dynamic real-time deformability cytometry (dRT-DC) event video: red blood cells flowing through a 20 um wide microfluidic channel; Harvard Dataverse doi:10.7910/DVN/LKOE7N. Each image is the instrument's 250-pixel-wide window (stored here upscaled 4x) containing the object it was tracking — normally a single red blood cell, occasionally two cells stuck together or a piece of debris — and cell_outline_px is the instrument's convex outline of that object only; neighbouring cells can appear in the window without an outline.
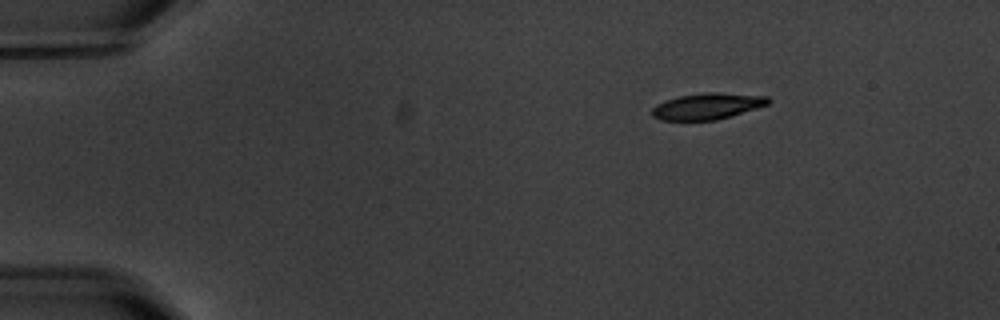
{"species": "common noctule bat (a hibernating species)", "species_latin": "Nyctalus noctula", "temperature_condition": "warm", "stored_images_in_passage": 7, "camera_frame_rate_fps": 3000, "um_per_image_px": 0.085, "animal": {"sex": "male", "body_mass_g": 20.1, "forearm_length_mm": 53.5}, "frame": {"image": 1, "passage_image": 1, "time_ms": 0.0, "image_size_px": [1000, 320], "cell_outline_px": [[772, 100], [768, 104], [756, 108], [716, 120], [660, 120], [652, 116], [652, 108], [656, 104], [664, 100], [680, 96], [704, 92], [712, 92], [768, 96]], "centroid_in_image_um": [60.1, 9.02], "position_along_channel_um": 24.9, "area_um2": 17.69}}
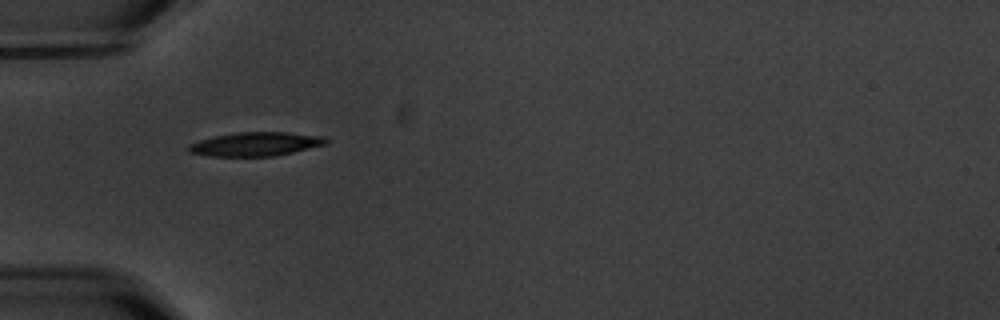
{"frame": {"image": 2, "passage_image": 4, "time_ms": 3.333, "image_size_px": [1000, 320], "cell_outline_px": [[328, 144], [292, 152], [272, 156], [208, 156], [188, 152], [184, 148], [188, 144], [200, 140], [216, 136], [236, 132], [288, 132], [324, 136], [328, 140]], "centroid_in_image_um": [21.7, 12.24], "position_along_channel_um": 63.3, "area_um2": 19.19}}
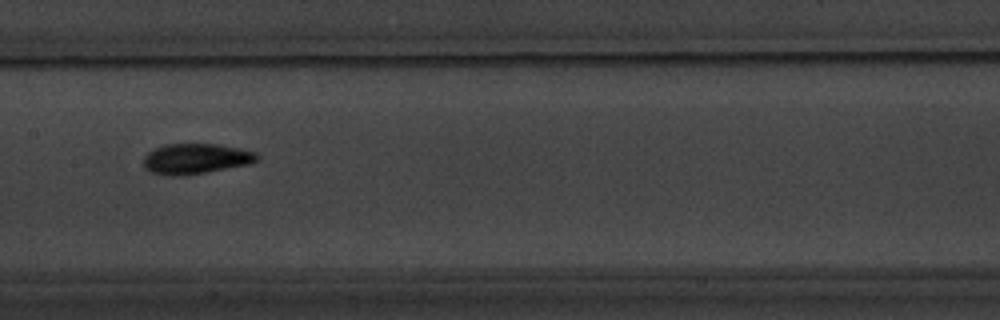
{"frame": {"image": 3, "passage_image": 7, "time_ms": 7.0, "image_size_px": [1000, 320], "cell_outline_px": [[260, 160], [252, 164], [184, 176], [164, 176], [152, 172], [144, 168], [144, 156], [148, 152], [164, 144], [216, 144], [240, 148], [256, 152], [260, 156]], "centroid_in_image_um": [16.68, 13.5], "position_along_channel_um": 190.7, "area_um2": 20.46}}